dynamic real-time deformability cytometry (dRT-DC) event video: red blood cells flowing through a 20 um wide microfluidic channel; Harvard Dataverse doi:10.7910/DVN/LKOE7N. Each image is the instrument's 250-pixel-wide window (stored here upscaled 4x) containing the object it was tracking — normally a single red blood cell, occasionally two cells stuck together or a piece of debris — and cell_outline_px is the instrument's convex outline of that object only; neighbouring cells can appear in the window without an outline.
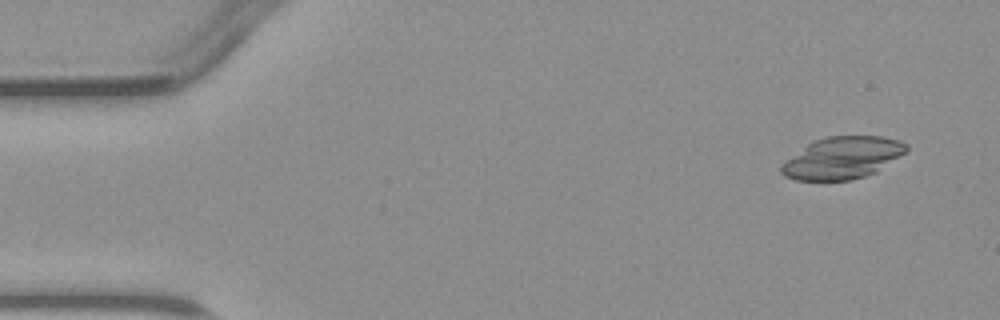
{"species": "common noctule bat (a hibernating species)", "species_latin": "Nyctalus noctula", "temperature_condition": "warm", "stored_images_in_passage": 5, "camera_frame_rate_fps": 3000, "um_per_image_px": 0.085, "animal": {"sex": "male", "body_mass_g": 23.1, "forearm_length_mm": 52.7}, "frame": {"image": 1, "passage_image": 1, "time_ms": 0.0, "image_size_px": [1000, 320], "cell_outline_px": [[908, 152], [876, 172], [864, 176], [848, 180], [796, 180], [784, 176], [780, 172], [780, 164], [808, 144], [816, 140], [828, 136], [880, 136], [900, 140], [908, 144]], "centroid_in_image_um": [71.64, 13.42], "position_along_channel_um": 13.4, "area_um2": 30.63}}
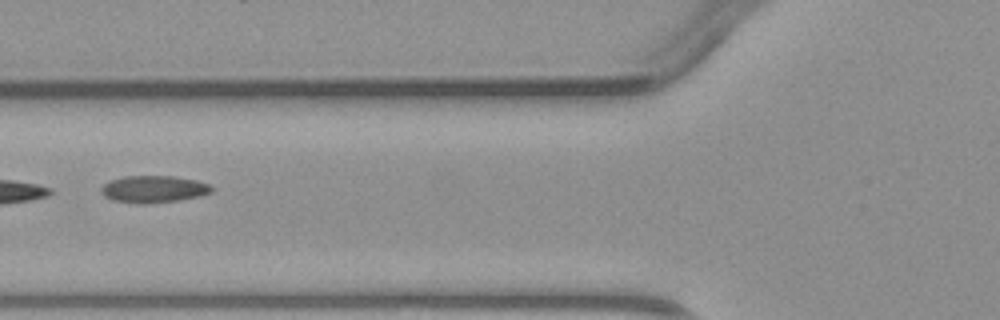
{"frame": {"image": 2, "passage_image": 5, "time_ms": 5.0, "image_size_px": [1000, 320], "cell_outline_px": [[212, 192], [200, 196], [180, 200], [144, 204], [136, 204], [112, 200], [104, 196], [100, 192], [100, 188], [108, 180], [124, 176], [172, 176], [196, 180], [208, 184], [212, 188]], "centroid_in_image_um": [13.01, 16.08], "position_along_channel_um": 112.8, "area_um2": 17.57}}